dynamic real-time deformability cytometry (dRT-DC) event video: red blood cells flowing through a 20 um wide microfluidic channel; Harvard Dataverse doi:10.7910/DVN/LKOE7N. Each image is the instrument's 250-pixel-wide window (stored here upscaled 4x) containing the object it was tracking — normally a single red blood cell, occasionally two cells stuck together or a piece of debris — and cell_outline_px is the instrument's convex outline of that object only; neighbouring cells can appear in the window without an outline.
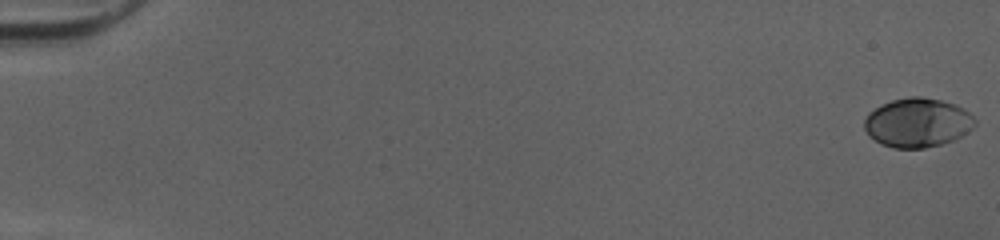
{"species": "human", "species_latin": "Homo sapiens", "temperature_condition": "cold", "stored_images_in_passage": 52, "camera_frame_rate_fps": 3000, "um_per_image_px": 0.085, "donor": {"sex": "female"}, "frame": {"image": 1, "passage_image": 1, "time_ms": 0.0, "image_size_px": [1000, 240], "cell_outline_px": [[976, 124], [968, 132], [952, 140], [940, 144], [924, 148], [892, 148], [880, 144], [868, 136], [864, 128], [864, 120], [868, 112], [892, 100], [908, 96], [924, 96], [956, 104], [964, 108], [976, 120]], "centroid_in_image_um": [77.97, 10.42], "position_along_channel_um": 7.0, "area_um2": 31.85}}
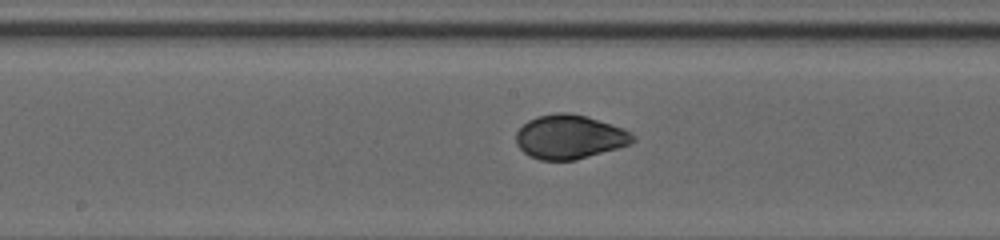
{"frame": {"image": 2, "passage_image": 29, "time_ms": 9.333, "image_size_px": [1000, 240], "cell_outline_px": [[636, 140], [632, 144], [576, 160], [540, 160], [528, 156], [516, 144], [516, 132], [528, 120], [536, 116], [556, 112], [568, 112], [588, 116], [624, 128], [632, 132], [636, 136]], "centroid_in_image_um": [48.45, 11.63], "position_along_channel_um": 199.8, "area_um2": 30.4}}
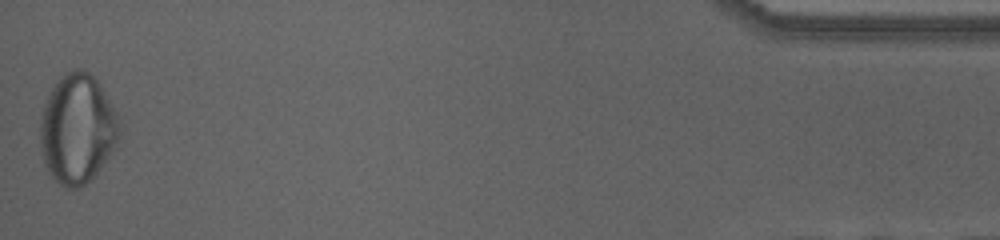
{"frame": {"image": 3, "passage_image": 52, "time_ms": 17.0, "image_size_px": [1000, 240], "cell_outline_px": [[120, 136], [108, 156], [96, 172], [84, 184], [76, 188], [68, 188], [60, 184], [48, 172], [44, 160], [40, 140], [40, 124], [44, 104], [52, 88], [60, 76], [64, 72], [76, 68], [84, 68], [96, 80], [116, 112]], "centroid_in_image_um": [6.55, 10.92], "position_along_channel_um": 428.6, "area_um2": 49.65}, "authors_computed_cell_mechanics": {"area_um2": 30.3739, "velocity_mm_per_s": 4.0539, "shape_relaxation_time_tau1_ms": 5.0729, "shape_relaxation_time_tau2_ms": null, "deformation_change_tau1": 0.196, "deformation_change_tau2": null}}